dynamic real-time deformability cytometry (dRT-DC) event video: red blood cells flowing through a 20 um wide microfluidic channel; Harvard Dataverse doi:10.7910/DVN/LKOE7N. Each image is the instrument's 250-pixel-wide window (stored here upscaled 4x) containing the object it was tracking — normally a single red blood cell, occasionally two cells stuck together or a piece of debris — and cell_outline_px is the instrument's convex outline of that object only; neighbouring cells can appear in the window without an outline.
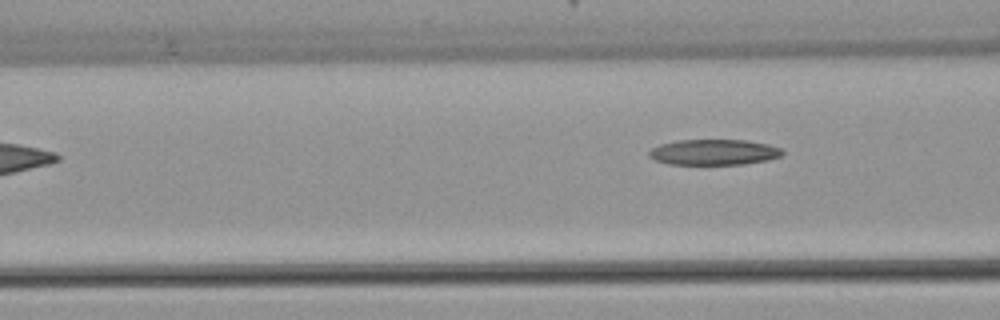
{"species": "common noctule bat (a hibernating species)", "species_latin": "Nyctalus noctula", "temperature_condition": "warm", "stored_images_in_passage": 4, "camera_frame_rate_fps": 3000, "um_per_image_px": 0.085, "animal": {"sex": "female", "body_mass_g": 22.7, "forearm_length_mm": 54.2}, "frame": {"image": 1, "passage_image": 4, "time_ms": 3.667, "image_size_px": [1000, 320], "cell_outline_px": [[784, 152], [780, 156], [768, 160], [744, 164], [668, 164], [656, 160], [648, 156], [648, 152], [652, 148], [660, 144], [676, 140], [744, 140], [768, 144], [780, 148]], "centroid_in_image_um": [60.66, 12.93], "position_along_channel_um": 105.9, "area_um2": 19.88}}